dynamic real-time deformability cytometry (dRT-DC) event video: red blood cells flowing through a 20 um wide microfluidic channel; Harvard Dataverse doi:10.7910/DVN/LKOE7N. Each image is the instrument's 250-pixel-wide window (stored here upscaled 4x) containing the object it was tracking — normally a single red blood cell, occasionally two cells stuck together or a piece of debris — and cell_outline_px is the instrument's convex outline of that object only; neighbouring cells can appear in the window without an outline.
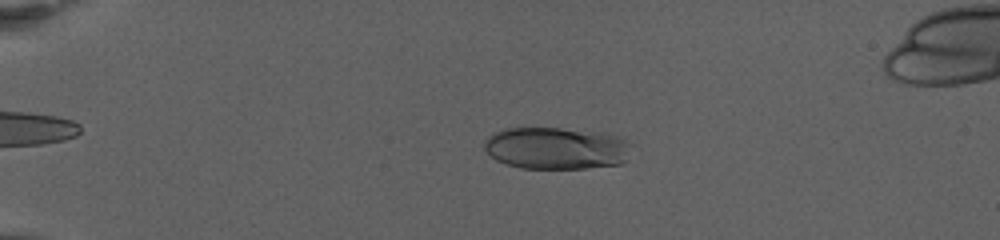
{"species": "human", "species_latin": "Homo sapiens", "temperature_condition": "warm", "stored_images_in_passage": 71, "camera_frame_rate_fps": 3000, "um_per_image_px": 0.085, "donor": {"sex": "female"}, "frame": {"image": 1, "passage_image": 15, "time_ms": 4.667, "image_size_px": [1000, 240], "cell_outline_px": [[632, 144], [624, 160], [620, 164], [584, 168], [520, 168], [496, 160], [484, 148], [484, 140], [492, 132], [504, 128], [560, 128], [608, 132], [624, 136]], "centroid_in_image_um": [47.31, 12.57], "position_along_channel_um": 37.7, "area_um2": 36.53}}
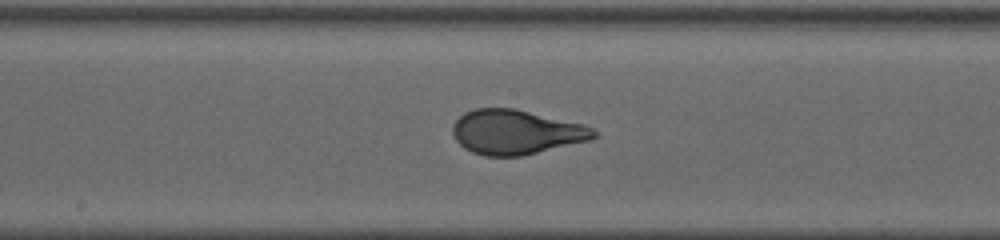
{"frame": {"image": 2, "passage_image": 39, "time_ms": 12.667, "image_size_px": [1000, 240], "cell_outline_px": [[596, 136], [588, 140], [520, 156], [484, 156], [472, 152], [464, 148], [456, 140], [452, 132], [452, 124], [464, 112], [476, 108], [512, 108], [584, 124], [592, 128], [596, 132]], "centroid_in_image_um": [43.81, 11.22], "position_along_channel_um": 204.4, "area_um2": 36.3}}
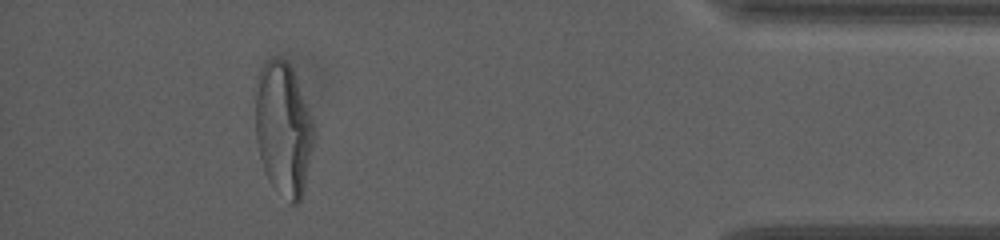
{"frame": {"image": 3, "passage_image": 65, "time_ms": 21.333, "image_size_px": [1000, 240], "cell_outline_px": [[316, 140], [304, 188], [300, 200], [296, 204], [288, 204], [268, 180], [260, 156], [256, 140], [256, 92], [260, 68], [268, 60], [284, 60], [292, 68], [316, 124]], "centroid_in_image_um": [24.14, 11.02], "position_along_channel_um": 411.1, "area_um2": 45.89}, "authors_computed_cell_mechanics": {"area_um2": 37.5122, "velocity_mm_per_s": 2.8809, "shape_relaxation_time_tau1_ms": 5.2261, "shape_relaxation_time_tau2_ms": null, "deformation_change_tau1": 0.2121, "deformation_change_tau2": null}}